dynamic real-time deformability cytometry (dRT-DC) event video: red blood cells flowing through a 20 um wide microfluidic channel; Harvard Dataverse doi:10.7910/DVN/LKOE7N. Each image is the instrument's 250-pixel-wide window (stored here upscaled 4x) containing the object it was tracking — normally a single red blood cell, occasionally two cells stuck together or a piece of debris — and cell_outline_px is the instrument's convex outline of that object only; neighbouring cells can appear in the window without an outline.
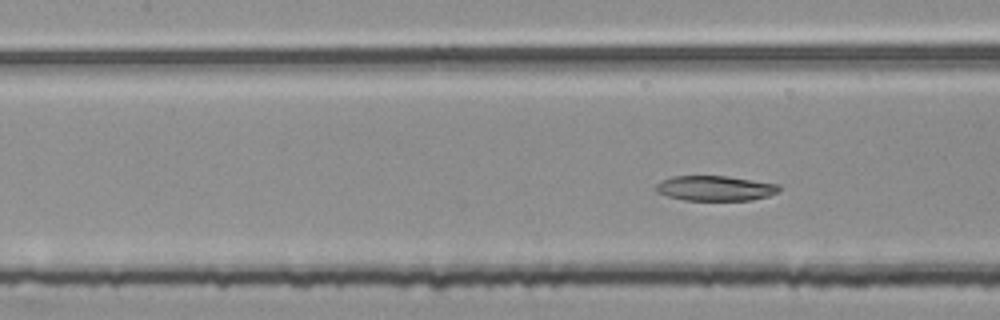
{"species": "common noctule bat (a hibernating species)", "species_latin": "Nyctalus noctula", "temperature_condition": "room temperature", "stored_images_in_passage": 8, "segment_of_instrument_passage": [2, 2], "camera_frame_rate_fps": 3000, "um_per_image_px": 0.085, "animal": {"sex": "female", "body_mass_g": 25.1}, "frame": {"image": 1, "passage_image": 8, "time_ms": 2.333, "image_size_px": [1000, 320], "cell_outline_px": [[780, 192], [768, 196], [752, 200], [684, 200], [668, 196], [656, 192], [652, 188], [660, 180], [672, 176], [728, 176], [780, 184]], "centroid_in_image_um": [60.78, 16.0], "position_along_channel_um": 146.6, "area_um2": 18.26}}